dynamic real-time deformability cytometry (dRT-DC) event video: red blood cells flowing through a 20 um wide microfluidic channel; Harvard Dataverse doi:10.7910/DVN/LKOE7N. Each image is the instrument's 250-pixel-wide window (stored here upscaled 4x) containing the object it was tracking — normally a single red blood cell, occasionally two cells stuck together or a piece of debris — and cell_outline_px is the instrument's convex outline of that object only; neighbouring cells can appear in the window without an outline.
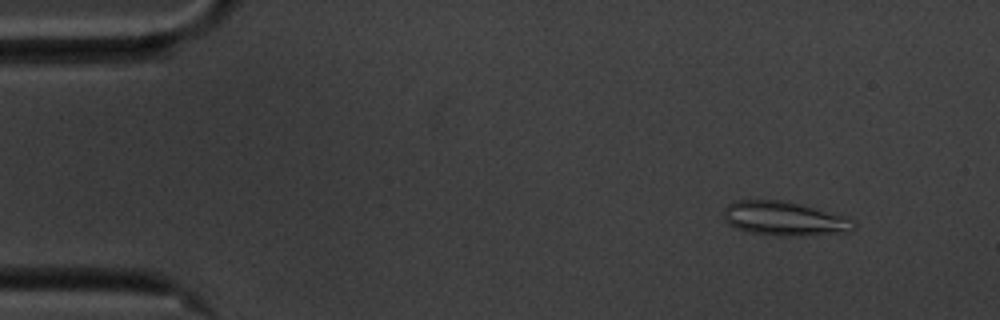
{"species": "common noctule bat (a hibernating species)", "species_latin": "Nyctalus noctula", "temperature_condition": "cold", "stored_images_in_passage": 57, "camera_frame_rate_fps": 3000, "um_per_image_px": 0.085, "animal": {"sex": "male", "body_mass_g": 20.1, "forearm_length_mm": 53.5}, "frame": {"image": 1, "passage_image": 6, "time_ms": 1.667, "image_size_px": [1000, 320], "cell_outline_px": [[856, 228], [848, 232], [804, 236], [776, 236], [752, 232], [736, 228], [728, 224], [724, 220], [724, 208], [728, 204], [740, 200], [784, 200], [848, 216], [856, 220]], "centroid_in_image_um": [66.74, 18.59], "position_along_channel_um": 18.3, "area_um2": 26.24}}
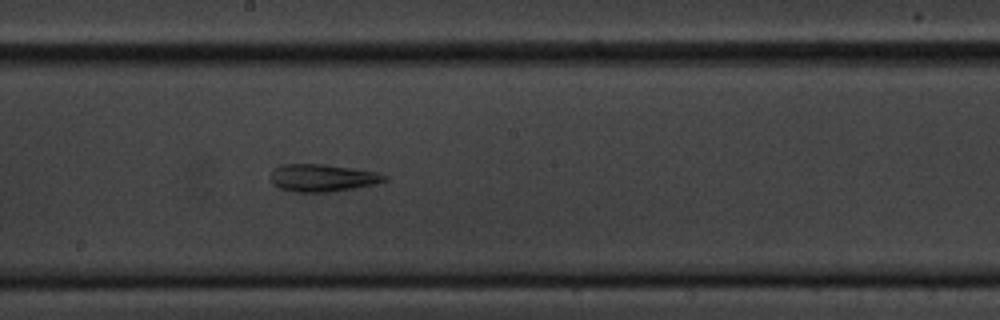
{"frame": {"image": 2, "passage_image": 31, "time_ms": 10.0, "image_size_px": [1000, 320], "cell_outline_px": [[388, 180], [376, 184], [332, 192], [296, 192], [280, 188], [272, 184], [272, 168], [280, 164], [324, 164], [352, 168], [372, 172], [388, 176]], "centroid_in_image_um": [27.39, 15.12], "position_along_channel_um": 220.8, "area_um2": 18.21}}
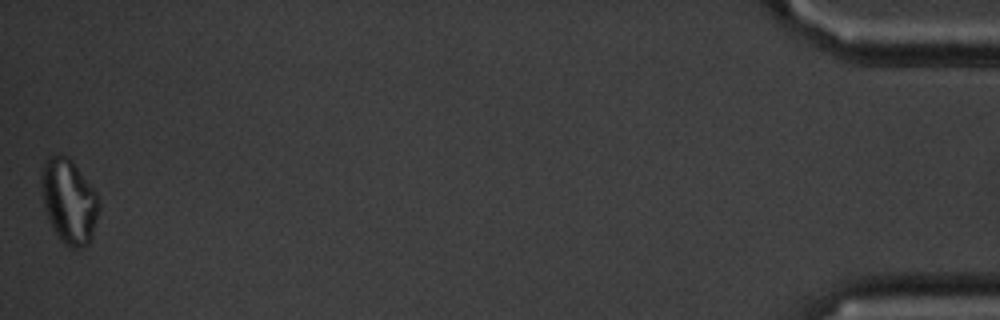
{"frame": {"image": 3, "passage_image": 57, "time_ms": 18.667, "image_size_px": [1000, 320], "cell_outline_px": [[100, 208], [92, 236], [88, 244], [84, 248], [72, 248], [64, 244], [56, 236], [48, 220], [44, 208], [40, 180], [40, 176], [44, 160], [48, 156], [60, 152], [68, 156], [72, 160], [96, 192], [100, 204]], "centroid_in_image_um": [5.84, 17.08], "position_along_channel_um": 429.4, "area_um2": 28.96}, "authors_computed_cell_mechanics": {"area_um2": 22.5998, "velocity_mm_per_s": 3.4826, "shape_relaxation_time_tau1_ms": null, "shape_relaxation_time_tau2_ms": 4.4249, "deformation_change_tau1": null, "deformation_change_tau2": 0.1466}}